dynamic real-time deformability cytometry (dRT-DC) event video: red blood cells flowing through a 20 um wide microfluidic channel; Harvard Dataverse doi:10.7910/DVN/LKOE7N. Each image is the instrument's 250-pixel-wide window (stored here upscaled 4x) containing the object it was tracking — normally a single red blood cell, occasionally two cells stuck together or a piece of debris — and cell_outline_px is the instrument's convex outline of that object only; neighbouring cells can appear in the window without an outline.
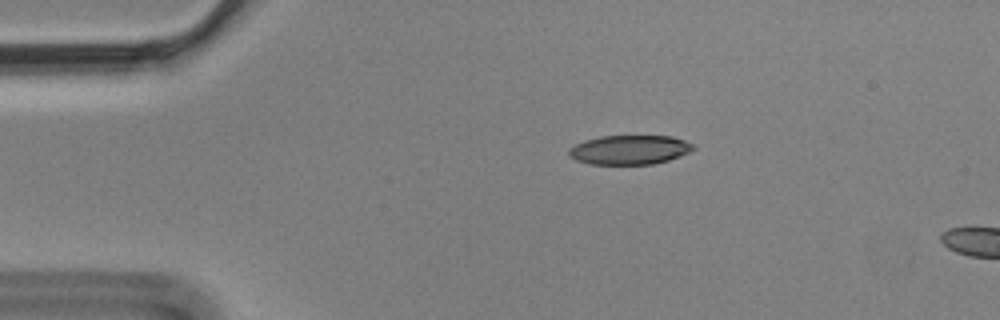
{"species": "Egyptian fruit bat (a non-hibernating species)", "species_latin": "Rousettus aegyptiacus", "temperature_condition": "cold", "stored_images_in_passage": 2, "camera_frame_rate_fps": 3000, "um_per_image_px": 0.085, "animal": {"sex": "male"}, "frame": {"image": 1, "passage_image": 1, "time_ms": 0.0, "image_size_px": [1000, 320], "cell_outline_px": [[696, 148], [680, 156], [668, 160], [652, 164], [592, 164], [576, 160], [568, 156], [568, 148], [584, 140], [600, 136], [672, 136], [684, 140], [692, 144]], "centroid_in_image_um": [53.49, 12.73], "position_along_channel_um": 31.5, "area_um2": 21.21}}